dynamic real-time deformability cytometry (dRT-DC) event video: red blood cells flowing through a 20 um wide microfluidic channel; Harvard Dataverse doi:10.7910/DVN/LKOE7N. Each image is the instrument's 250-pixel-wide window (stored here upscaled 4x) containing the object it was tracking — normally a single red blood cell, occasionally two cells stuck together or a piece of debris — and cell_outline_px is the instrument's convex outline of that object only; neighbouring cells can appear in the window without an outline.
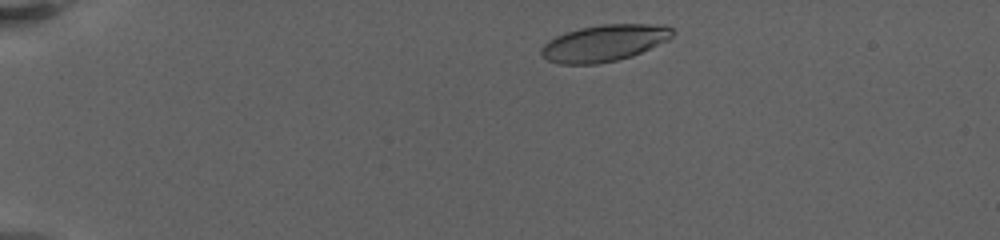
{"species": "human", "species_latin": "Homo sapiens", "temperature_condition": "warm", "stored_images_in_passage": 42, "camera_frame_rate_fps": 3000, "um_per_image_px": 0.085, "donor": {"sex": "female"}, "frame": {"image": 1, "passage_image": 2, "time_ms": 0.333, "image_size_px": [1000, 240], "cell_outline_px": [[676, 32], [668, 40], [632, 56], [616, 60], [596, 64], [560, 64], [548, 60], [540, 56], [540, 48], [548, 40], [564, 32], [580, 28], [600, 24], [668, 24]], "centroid_in_image_um": [51.36, 3.65], "position_along_channel_um": 33.6, "area_um2": 28.26}}
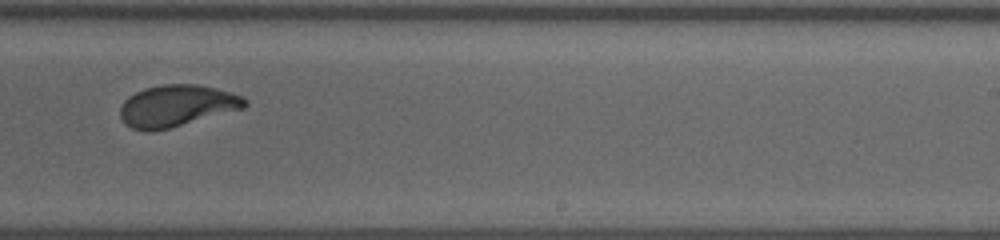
{"frame": {"image": 2, "passage_image": 24, "time_ms": 10.333, "image_size_px": [1000, 240], "cell_outline_px": [[248, 104], [244, 108], [168, 128], [132, 128], [120, 116], [120, 108], [124, 100], [128, 96], [144, 88], [164, 84], [196, 84], [216, 88], [244, 96], [248, 100]], "centroid_in_image_um": [15.08, 8.94], "position_along_channel_um": 273.9, "area_um2": 29.54}}
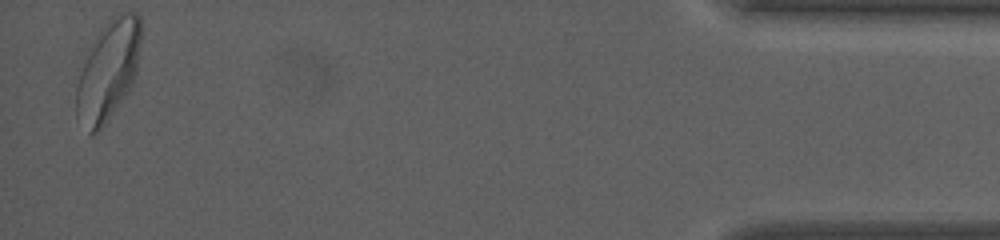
{"frame": {"image": 3, "passage_image": 42, "time_ms": 17.333, "image_size_px": [1000, 240], "cell_outline_px": [[140, 44], [136, 72], [128, 88], [104, 124], [96, 132], [88, 132], [76, 116], [76, 88], [84, 52], [112, 16], [124, 12], [136, 12], [140, 16]], "centroid_in_image_um": [9.15, 5.93], "position_along_channel_um": 426.0, "area_um2": 36.88}, "authors_computed_cell_mechanics": {"area_um2": 30.1716, "velocity_mm_per_s": 3.2094, "shape_relaxation_time_tau1_ms": 3.9294, "shape_relaxation_time_tau2_ms": 0.9742, "deformation_change_tau1": 0.1803, "deformation_change_tau2": 0.0684}}